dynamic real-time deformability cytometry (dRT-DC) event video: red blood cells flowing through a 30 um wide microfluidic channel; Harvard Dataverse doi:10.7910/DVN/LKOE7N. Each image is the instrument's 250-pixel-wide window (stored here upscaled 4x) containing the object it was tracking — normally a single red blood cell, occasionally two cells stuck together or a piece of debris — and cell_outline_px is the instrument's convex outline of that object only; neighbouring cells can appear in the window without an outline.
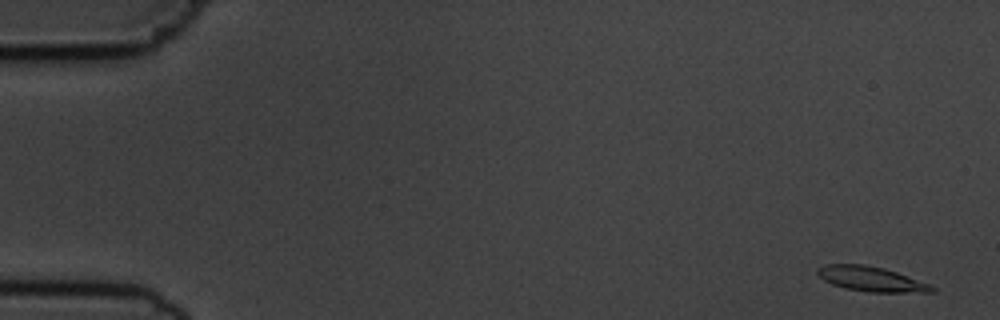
{"species": "common noctule bat (a hibernating species)", "species_latin": "Nyctalus noctula", "temperature_condition": "cold", "stored_images_in_passage": 55, "camera_frame_rate_fps": 3000, "um_per_image_px": 0.085, "animal": {"sex": "male", "body_mass_g": 19.5, "forearm_length_mm": 54.6}, "frame": {"image": 1, "passage_image": 2, "time_ms": 0.333, "image_size_px": [1000, 320], "cell_outline_px": [[936, 292], [868, 292], [844, 288], [832, 284], [824, 280], [816, 272], [816, 268], [824, 264], [864, 264], [884, 268], [896, 272], [928, 284], [936, 288]], "centroid_in_image_um": [74.0, 23.71], "position_along_channel_um": 11.0, "area_um2": 16.47}}
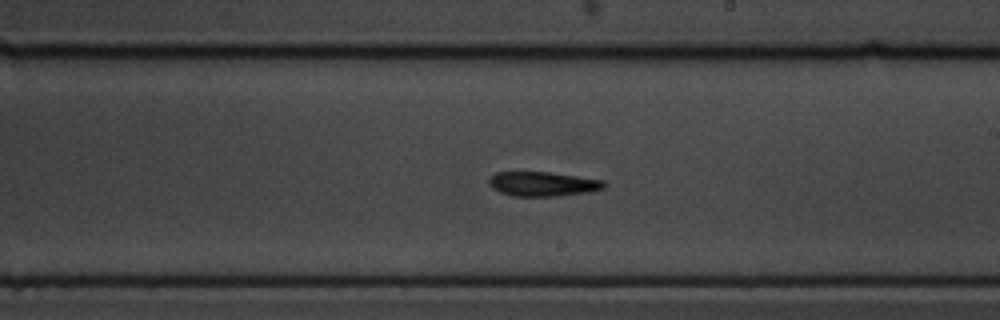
{"frame": {"image": 2, "passage_image": 32, "time_ms": 10.333, "image_size_px": [1000, 320], "cell_outline_px": [[608, 184], [604, 188], [592, 192], [560, 196], [512, 196], [500, 192], [492, 188], [488, 184], [488, 180], [496, 172], [552, 172], [604, 180]], "centroid_in_image_um": [46.19, 15.64], "position_along_channel_um": 242.8, "area_um2": 16.7}}
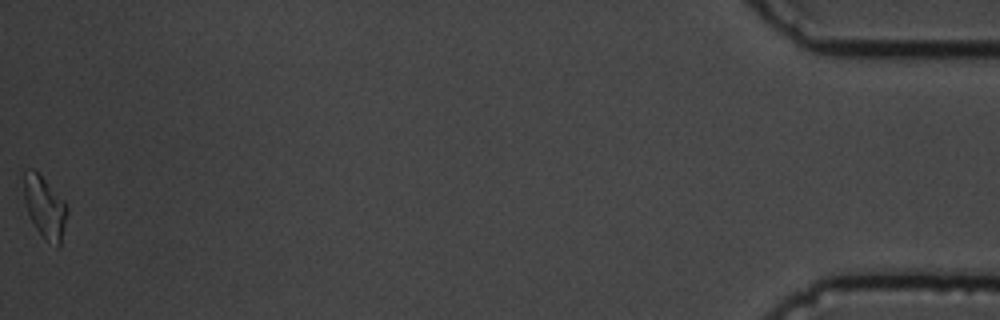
{"frame": {"image": 3, "passage_image": 55, "time_ms": 18.0, "image_size_px": [1000, 320], "cell_outline_px": [[68, 212], [60, 248], [56, 248], [36, 228], [28, 212], [24, 200], [20, 168], [32, 168], [64, 200], [68, 208]], "centroid_in_image_um": [3.77, 17.55], "position_along_channel_um": 431.4, "area_um2": 15.84}, "authors_computed_cell_mechanics": {"area_um2": 16.473, "velocity_mm_per_s": 3.6661, "shape_relaxation_time_tau1_ms": 3.9818, "shape_relaxation_time_tau2_ms": 6.4189, "deformation_change_tau1": 0.1611, "deformation_change_tau2": 0.1675}}